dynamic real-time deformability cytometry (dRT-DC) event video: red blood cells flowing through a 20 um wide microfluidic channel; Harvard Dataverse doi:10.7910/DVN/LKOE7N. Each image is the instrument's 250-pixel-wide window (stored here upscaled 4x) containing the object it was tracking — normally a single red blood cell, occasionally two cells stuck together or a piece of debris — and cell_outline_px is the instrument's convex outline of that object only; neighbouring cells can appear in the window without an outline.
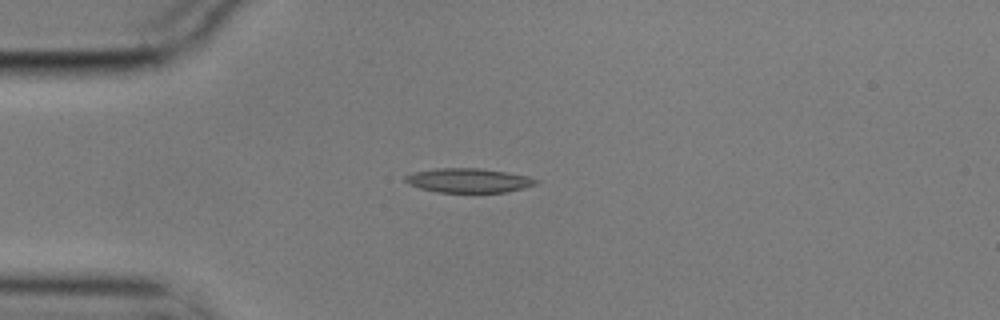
{"species": "common noctule bat (a hibernating species)", "species_latin": "Nyctalus noctula", "temperature_condition": "cold", "stored_images_in_passage": 8, "camera_frame_rate_fps": 3000, "um_per_image_px": 0.085, "animal": {"sex": "male", "body_mass_g": 17.9}, "frame": {"image": 1, "passage_image": 3, "time_ms": 0.667, "image_size_px": [1000, 320], "cell_outline_px": [[540, 180], [536, 184], [524, 188], [508, 192], [436, 192], [420, 188], [408, 184], [404, 180], [404, 176], [412, 172], [432, 168], [480, 168], [528, 176]], "centroid_in_image_um": [39.79, 15.33], "position_along_channel_um": 45.2, "area_um2": 18.61}}
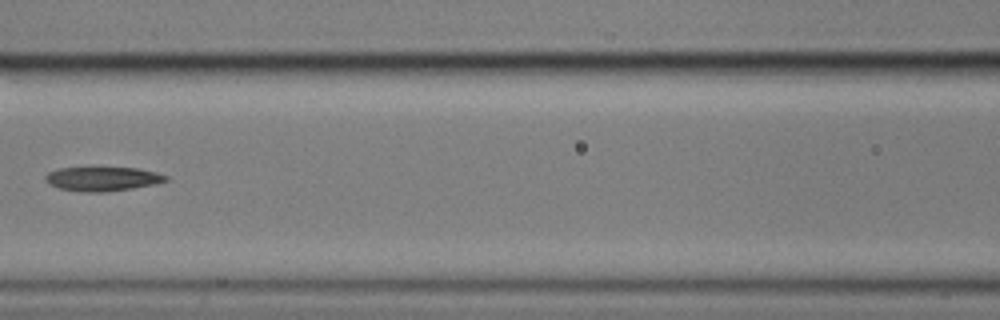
{"frame": {"image": 2, "passage_image": 6, "time_ms": 1.667, "image_size_px": [1000, 320], "cell_outline_px": [[168, 180], [156, 184], [132, 188], [104, 192], [84, 192], [60, 188], [52, 184], [44, 176], [48, 172], [60, 168], [92, 164], [136, 168], [156, 172], [168, 176]], "centroid_in_image_um": [8.73, 15.14], "position_along_channel_um": 157.9, "area_um2": 17.74}}
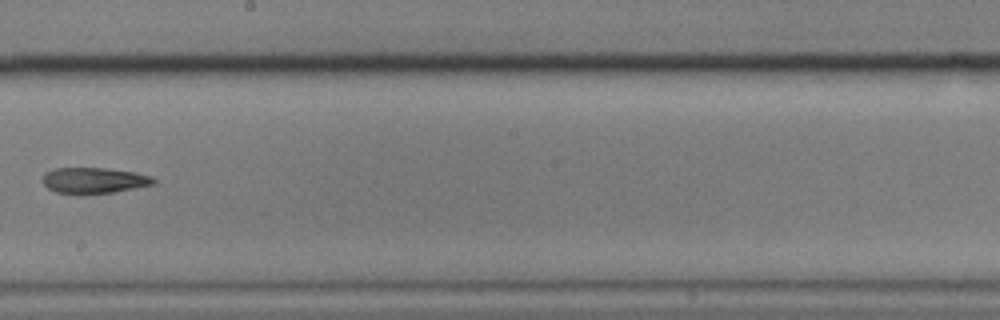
{"frame": {"image": 3, "passage_image": 8, "time_ms": 2.333, "image_size_px": [1000, 320], "cell_outline_px": [[156, 184], [112, 192], [80, 196], [56, 192], [48, 188], [40, 180], [44, 172], [56, 168], [104, 168], [132, 172], [152, 176], [156, 180]], "centroid_in_image_um": [7.93, 15.36], "position_along_channel_um": 240.3, "area_um2": 17.11}}